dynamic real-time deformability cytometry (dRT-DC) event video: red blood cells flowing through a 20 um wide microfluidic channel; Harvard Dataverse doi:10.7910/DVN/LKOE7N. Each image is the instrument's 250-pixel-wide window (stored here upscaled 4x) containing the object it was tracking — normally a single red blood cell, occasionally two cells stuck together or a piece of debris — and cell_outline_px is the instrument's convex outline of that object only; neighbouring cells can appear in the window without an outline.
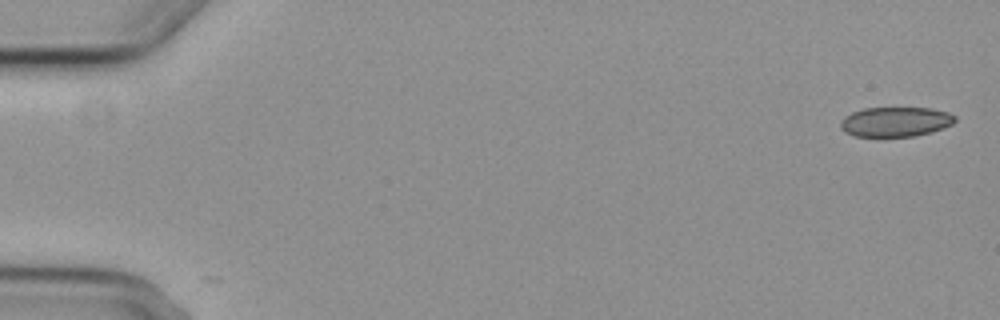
{"species": "common noctule bat (a hibernating species)", "species_latin": "Nyctalus noctula", "temperature_condition": "cold", "stored_images_in_passage": 5, "camera_frame_rate_fps": 3000, "um_per_image_px": 0.085, "animal": {"sex": "female", "body_mass_g": 29.2, "forearm_length_mm": 56.3}, "frame": {"image": 1, "passage_image": 1, "time_ms": 0.0, "image_size_px": [1000, 320], "cell_outline_px": [[956, 120], [952, 124], [932, 132], [912, 136], [880, 140], [856, 136], [844, 132], [840, 128], [840, 120], [844, 116], [852, 112], [864, 108], [932, 108], [948, 112], [956, 116]], "centroid_in_image_um": [76.06, 10.39], "position_along_channel_um": 8.9, "area_um2": 20.69}}